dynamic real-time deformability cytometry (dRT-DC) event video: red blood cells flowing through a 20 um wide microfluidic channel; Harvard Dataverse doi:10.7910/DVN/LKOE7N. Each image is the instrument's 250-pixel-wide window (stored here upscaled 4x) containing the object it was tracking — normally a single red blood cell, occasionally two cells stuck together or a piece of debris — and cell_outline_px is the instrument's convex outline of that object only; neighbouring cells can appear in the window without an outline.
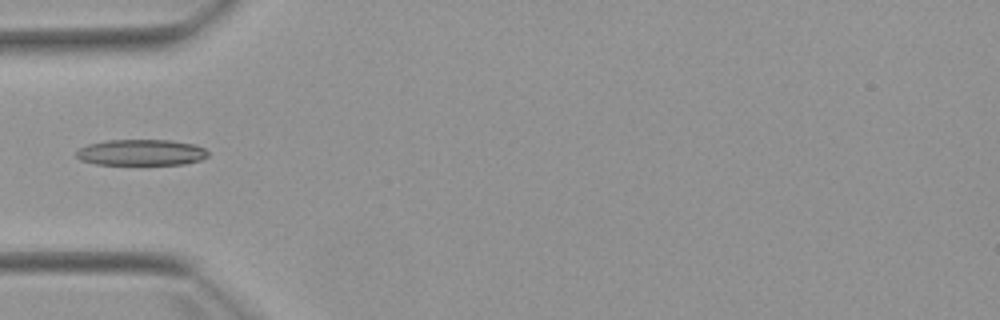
{"species": "Egyptian fruit bat (a non-hibernating species)", "species_latin": "Rousettus aegyptiacus", "temperature_condition": "warm", "stored_images_in_passage": 1, "camera_frame_rate_fps": 3000, "um_per_image_px": 0.085, "animal": {"sex": "female"}, "frame": {"image": 1, "passage_image": 1, "time_ms": 0.0, "image_size_px": [1000, 320], "cell_outline_px": [[208, 156], [200, 160], [184, 164], [96, 164], [80, 160], [76, 156], [76, 152], [80, 148], [88, 144], [108, 140], [172, 140], [196, 144], [204, 148], [208, 152]], "centroid_in_image_um": [12.02, 12.95], "position_along_channel_um": 73.0, "area_um2": 20.0}}